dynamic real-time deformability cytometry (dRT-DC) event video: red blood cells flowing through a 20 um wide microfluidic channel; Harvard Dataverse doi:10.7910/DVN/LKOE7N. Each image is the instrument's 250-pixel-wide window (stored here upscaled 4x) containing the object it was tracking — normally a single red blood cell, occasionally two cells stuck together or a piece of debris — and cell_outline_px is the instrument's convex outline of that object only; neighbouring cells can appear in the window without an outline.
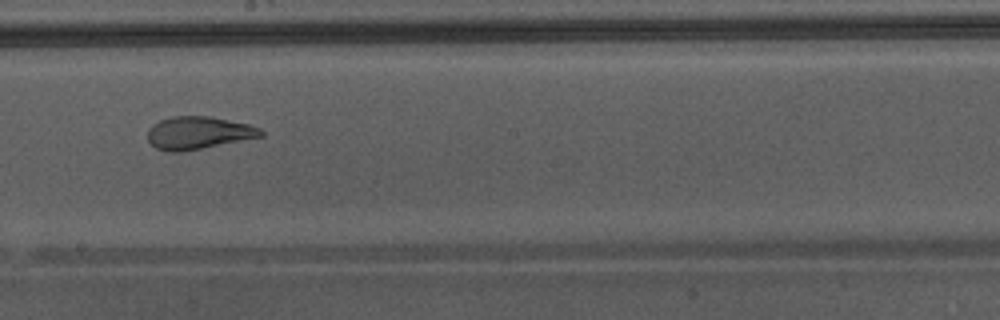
{"species": "Egyptian fruit bat (a non-hibernating species)", "species_latin": "Rousettus aegyptiacus", "temperature_condition": "warm", "stored_images_in_passage": 34, "camera_frame_rate_fps": 3000, "um_per_image_px": 0.085, "animal": {"sex": "male"}, "frame": {"image": 1, "passage_image": 15, "time_ms": 4.667, "image_size_px": [1000, 320], "cell_outline_px": [[264, 136], [180, 152], [168, 152], [156, 148], [148, 140], [148, 128], [152, 124], [160, 120], [172, 116], [208, 116], [248, 124], [260, 128], [264, 132]], "centroid_in_image_um": [16.84, 11.29], "position_along_channel_um": 231.4, "area_um2": 21.44}, "authors_computed_cell_mechanics": {"area_um2": 23.3223, "velocity_mm_per_s": 4.3752, "shape_relaxation_time_tau1_ms": null, "shape_relaxation_time_tau2_ms": 1.0223, "deformation_change_tau1": null, "deformation_change_tau2": 0.0508}}